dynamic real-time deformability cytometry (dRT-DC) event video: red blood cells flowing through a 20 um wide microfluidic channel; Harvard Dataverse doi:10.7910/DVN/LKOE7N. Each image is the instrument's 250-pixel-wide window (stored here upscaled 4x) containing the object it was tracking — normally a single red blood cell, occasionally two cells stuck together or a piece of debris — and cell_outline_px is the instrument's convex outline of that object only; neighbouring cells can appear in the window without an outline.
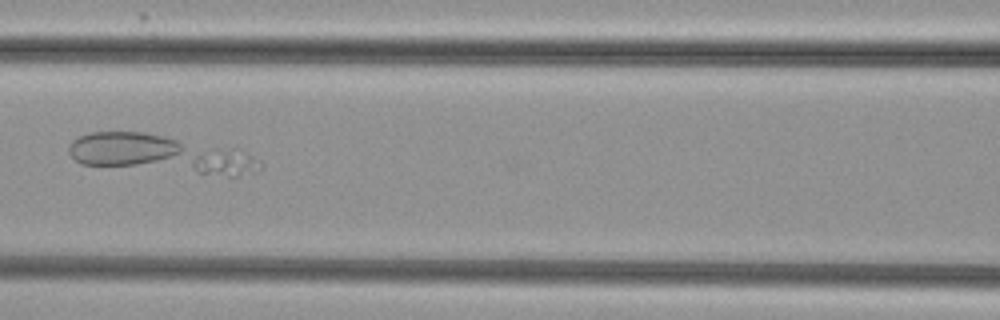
{"species": "common noctule bat (a hibernating species)", "species_latin": "Nyctalus noctula", "temperature_condition": "cold", "stored_images_in_passage": 8, "camera_frame_rate_fps": 3000, "um_per_image_px": 0.085, "animal": {"sex": "female", "body_mass_g": 29.2, "forearm_length_mm": 56.3}, "frame": {"image": 1, "passage_image": 6, "time_ms": 7.0, "image_size_px": [1000, 320], "cell_outline_px": [[264, 168], [260, 172], [236, 176], [228, 176], [80, 164], [68, 152], [68, 148], [72, 140], [88, 132], [144, 132], [252, 156], [260, 160], [264, 164]], "centroid_in_image_um": [13.54, 13.13], "position_along_channel_um": 153.1, "area_um2": 41.27}}